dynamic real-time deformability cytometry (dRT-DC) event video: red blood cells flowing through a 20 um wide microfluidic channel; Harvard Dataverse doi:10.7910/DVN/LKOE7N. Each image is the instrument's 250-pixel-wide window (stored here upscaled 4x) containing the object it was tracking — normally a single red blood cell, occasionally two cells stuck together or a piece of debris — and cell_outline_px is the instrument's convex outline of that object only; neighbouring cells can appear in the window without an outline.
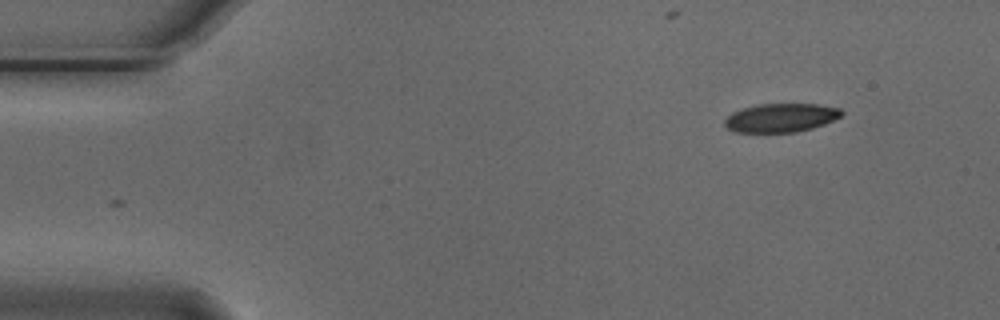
{"species": "Egyptian fruit bat (a non-hibernating species)", "species_latin": "Rousettus aegyptiacus", "temperature_condition": "cold", "stored_images_in_passage": 50, "camera_frame_rate_fps": 3000, "um_per_image_px": 0.085, "animal": {"sex": "male"}, "frame": {"image": 1, "passage_image": 1, "time_ms": 0.0, "image_size_px": [1000, 320], "cell_outline_px": [[844, 112], [840, 116], [824, 124], [812, 128], [796, 132], [736, 132], [728, 128], [724, 124], [724, 120], [732, 112], [756, 104], [816, 104], [840, 108]], "centroid_in_image_um": [66.37, 10.0], "position_along_channel_um": 18.6, "area_um2": 19.42}}
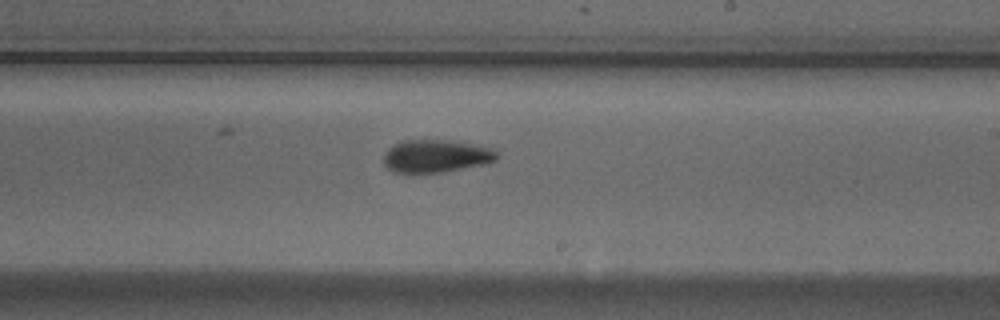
{"frame": {"image": 2, "passage_image": 27, "time_ms": 8.667, "image_size_px": [1000, 320], "cell_outline_px": [[500, 156], [496, 160], [484, 164], [440, 172], [392, 172], [384, 164], [384, 156], [388, 148], [404, 140], [460, 140], [496, 148]], "centroid_in_image_um": [37.15, 13.24], "position_along_channel_um": 251.8, "area_um2": 21.85}}
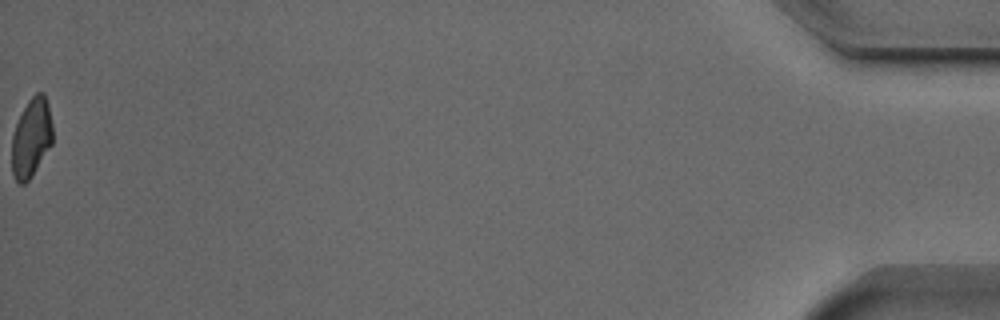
{"frame": {"image": 3, "passage_image": 50, "time_ms": 16.333, "image_size_px": [1000, 320], "cell_outline_px": [[52, 144], [32, 176], [24, 184], [20, 184], [16, 180], [12, 172], [12, 136], [16, 124], [28, 100], [36, 92], [44, 92], [48, 104], [52, 124]], "centroid_in_image_um": [2.67, 11.71], "position_along_channel_um": 432.5, "area_um2": 18.73}, "authors_computed_cell_mechanics": {"area_um2": 20.9525, "velocity_mm_per_s": 3.7464, "shape_relaxation_time_tau1_ms": 2.925, "shape_relaxation_time_tau2_ms": 3.3499, "deformation_change_tau1": 0.105, "deformation_change_tau2": 0.0898}}